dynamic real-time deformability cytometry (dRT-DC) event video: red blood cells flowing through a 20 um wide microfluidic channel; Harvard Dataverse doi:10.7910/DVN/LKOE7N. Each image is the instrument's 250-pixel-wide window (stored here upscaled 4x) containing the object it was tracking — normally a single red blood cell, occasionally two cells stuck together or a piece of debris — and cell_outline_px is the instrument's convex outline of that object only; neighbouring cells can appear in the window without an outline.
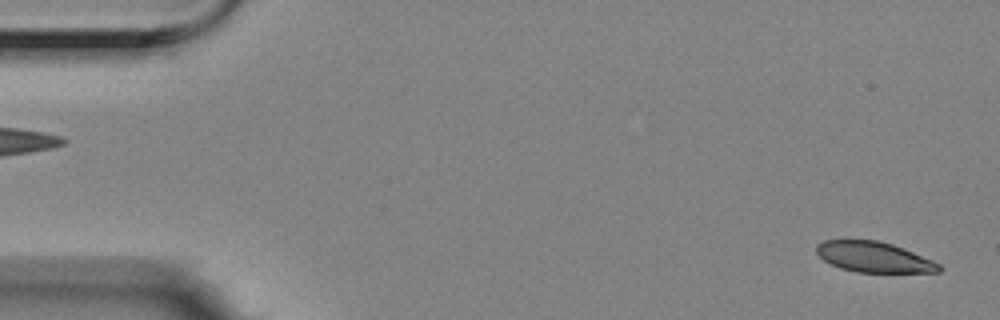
{"species": "Egyptian fruit bat (a non-hibernating species)", "species_latin": "Rousettus aegyptiacus", "temperature_condition": "room temperature", "stored_images_in_passage": 2, "segment_of_instrument_passage": [2, 2], "camera_frame_rate_fps": 3000, "um_per_image_px": 0.085, "animal": {"sex": "female"}, "frame": {"image": 1, "passage_image": 2, "time_ms": 0.333, "image_size_px": [1000, 320], "cell_outline_px": [[944, 268], [940, 272], [856, 272], [840, 268], [824, 260], [816, 252], [816, 244], [824, 240], [880, 240], [904, 248], [932, 260], [940, 264]], "centroid_in_image_um": [74.29, 21.84], "position_along_channel_um": 10.7, "area_um2": 21.79}}